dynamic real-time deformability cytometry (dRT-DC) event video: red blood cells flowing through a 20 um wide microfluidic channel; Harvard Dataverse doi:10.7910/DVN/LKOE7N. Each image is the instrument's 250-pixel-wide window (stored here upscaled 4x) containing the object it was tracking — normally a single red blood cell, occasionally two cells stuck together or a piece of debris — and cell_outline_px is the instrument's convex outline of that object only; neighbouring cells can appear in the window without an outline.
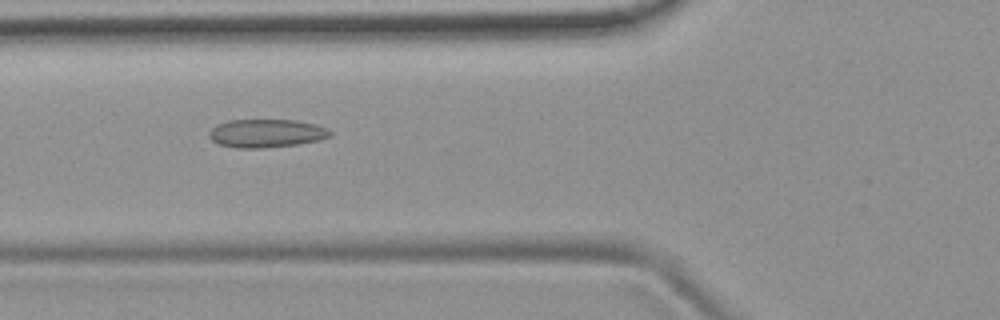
{"species": "common noctule bat (a hibernating species)", "species_latin": "Nyctalus noctula", "temperature_condition": "room temperature", "stored_images_in_passage": 52, "camera_frame_rate_fps": 3000, "um_per_image_px": 0.085, "animal": {"sex": "female", "body_mass_g": 19.9}, "frame": {"image": 1, "passage_image": 20, "time_ms": 6.333, "image_size_px": [1000, 320], "cell_outline_px": [[332, 136], [320, 140], [300, 144], [264, 148], [236, 148], [220, 144], [212, 140], [208, 136], [208, 132], [216, 124], [228, 120], [296, 120], [316, 124], [328, 128], [332, 132]], "centroid_in_image_um": [22.67, 11.33], "position_along_channel_um": 103.1, "area_um2": 20.23}}
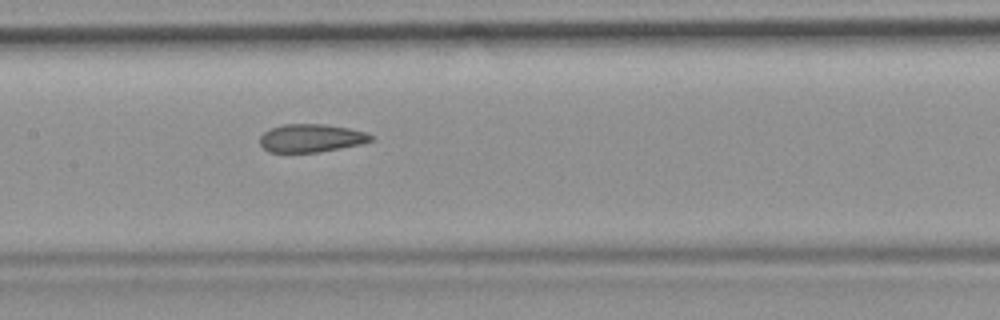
{"frame": {"image": 2, "passage_image": 26, "time_ms": 8.333, "image_size_px": [1000, 320], "cell_outline_px": [[372, 140], [360, 144], [320, 152], [268, 152], [260, 144], [260, 136], [264, 132], [272, 128], [284, 124], [324, 124], [348, 128], [368, 132], [372, 136]], "centroid_in_image_um": [26.44, 11.74], "position_along_channel_um": 181.0, "area_um2": 18.09}}
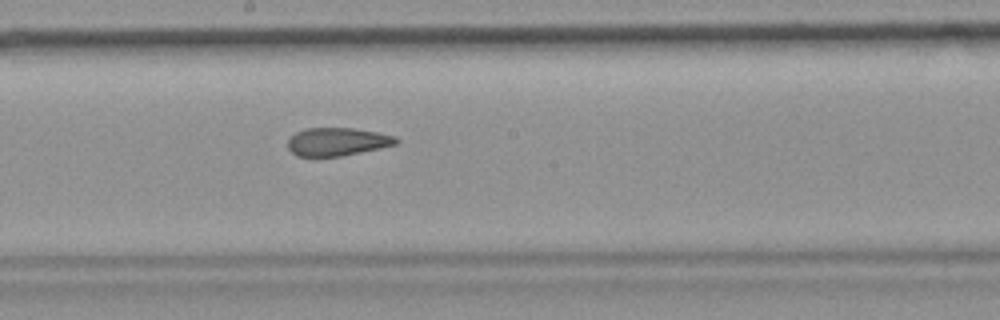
{"frame": {"image": 3, "passage_image": 29, "time_ms": 9.333, "image_size_px": [1000, 320], "cell_outline_px": [[400, 140], [396, 144], [380, 148], [340, 156], [296, 156], [288, 148], [288, 140], [296, 132], [308, 128], [352, 128], [376, 132], [396, 136]], "centroid_in_image_um": [28.68, 12.04], "position_along_channel_um": 219.5, "area_um2": 17.57}, "authors_computed_cell_mechanics": {"area_um2": 19.8832, "velocity_mm_per_s": 3.8795, "shape_relaxation_time_tau1_ms": null, "shape_relaxation_time_tau2_ms": 2.318, "deformation_change_tau1": null, "deformation_change_tau2": 0.0965}}